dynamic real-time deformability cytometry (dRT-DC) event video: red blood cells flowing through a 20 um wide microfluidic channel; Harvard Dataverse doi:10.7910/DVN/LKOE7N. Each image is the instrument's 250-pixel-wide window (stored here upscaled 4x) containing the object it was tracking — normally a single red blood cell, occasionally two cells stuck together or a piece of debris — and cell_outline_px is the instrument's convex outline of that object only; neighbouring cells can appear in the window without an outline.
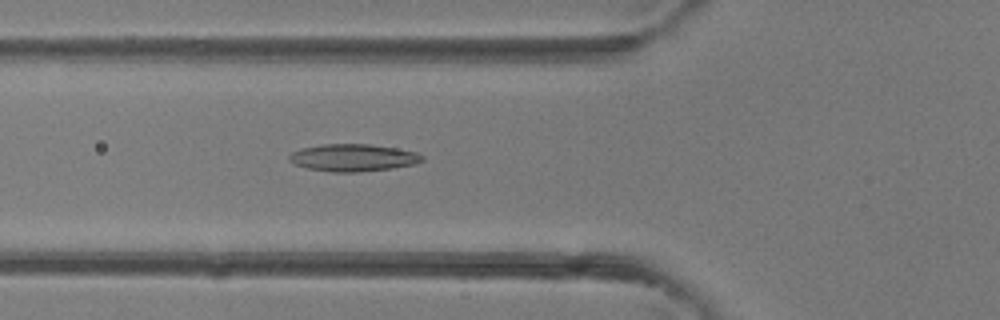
{"species": "common noctule bat (a hibernating species)", "species_latin": "Nyctalus noctula", "temperature_condition": "room temperature", "stored_images_in_passage": 38, "camera_frame_rate_fps": 3000, "um_per_image_px": 0.085, "animal": {"sex": "female"}, "frame": {"image": 1, "passage_image": 14, "time_ms": 4.333, "image_size_px": [1000, 320], "cell_outline_px": [[424, 160], [416, 164], [392, 168], [360, 172], [332, 172], [308, 168], [296, 164], [288, 160], [288, 156], [292, 152], [300, 148], [320, 144], [372, 144], [396, 148], [416, 152], [424, 156]], "centroid_in_image_um": [30.02, 13.4], "position_along_channel_um": 95.8, "area_um2": 21.27}}
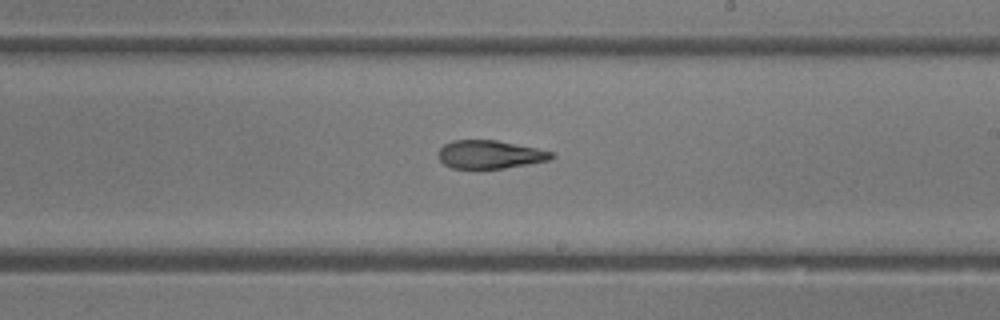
{"frame": {"image": 2, "passage_image": 23, "time_ms": 7.333, "image_size_px": [1000, 320], "cell_outline_px": [[556, 156], [552, 160], [504, 168], [452, 168], [444, 164], [440, 160], [440, 148], [444, 144], [452, 140], [496, 140], [536, 148], [552, 152]], "centroid_in_image_um": [41.67, 13.13], "position_along_channel_um": 247.3, "area_um2": 18.5}}
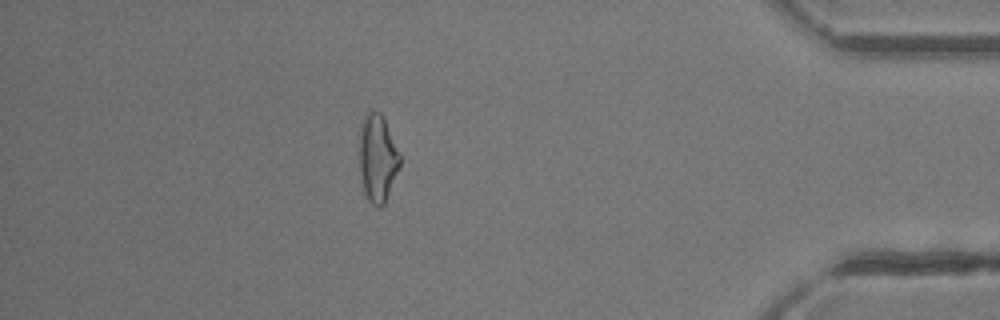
{"frame": {"image": 3, "passage_image": 35, "time_ms": 11.333, "image_size_px": [1000, 320], "cell_outline_px": [[400, 164], [384, 204], [380, 208], [376, 208], [368, 200], [364, 192], [360, 176], [360, 124], [364, 116], [368, 112], [380, 112], [384, 116], [400, 152]], "centroid_in_image_um": [32.09, 13.43], "position_along_channel_um": 403.1, "area_um2": 20.75}}